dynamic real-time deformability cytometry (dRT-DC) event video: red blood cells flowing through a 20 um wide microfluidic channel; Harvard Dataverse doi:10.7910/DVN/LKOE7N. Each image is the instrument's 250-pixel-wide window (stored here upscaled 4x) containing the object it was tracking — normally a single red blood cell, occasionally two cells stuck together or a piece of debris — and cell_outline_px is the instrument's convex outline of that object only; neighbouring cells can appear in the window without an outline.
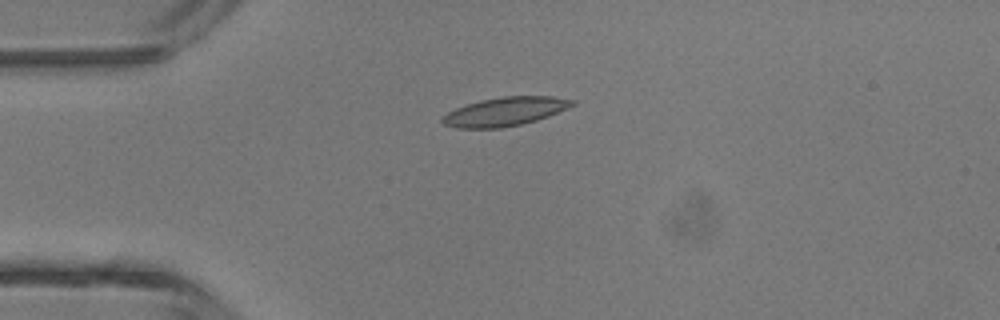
{"species": "common noctule bat (a hibernating species)", "species_latin": "Nyctalus noctula", "temperature_condition": "room temperature", "stored_images_in_passage": 5, "camera_frame_rate_fps": 3000, "um_per_image_px": 0.085, "animal": {"sex": "male", "body_mass_g": 13.3}, "frame": {"image": 1, "passage_image": 4, "time_ms": 3.333, "image_size_px": [1000, 320], "cell_outline_px": [[576, 104], [548, 116], [536, 120], [520, 124], [500, 128], [456, 128], [444, 124], [440, 120], [448, 112], [456, 108], [480, 100], [504, 96], [552, 96], [576, 100]], "centroid_in_image_um": [42.94, 9.48], "position_along_channel_um": 42.1, "area_um2": 21.56}}
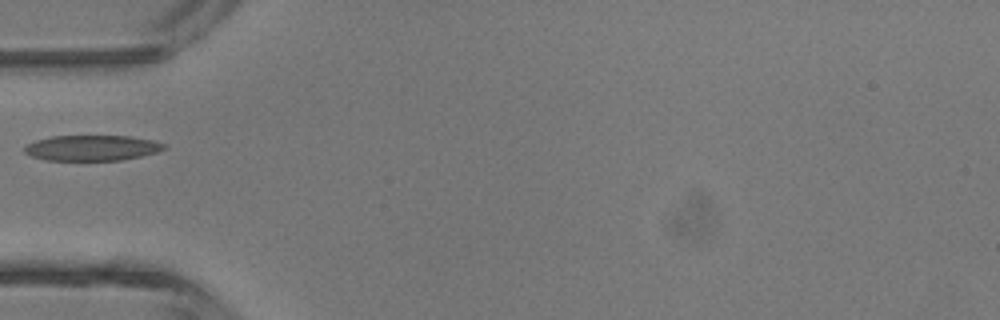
{"frame": {"image": 2, "passage_image": 5, "time_ms": 4.667, "image_size_px": [1000, 320], "cell_outline_px": [[168, 144], [164, 148], [156, 152], [140, 156], [120, 160], [44, 160], [32, 156], [24, 152], [24, 148], [28, 144], [36, 140], [52, 136], [128, 136], [152, 140]], "centroid_in_image_um": [7.81, 12.57], "position_along_channel_um": 77.2, "area_um2": 20.58}}